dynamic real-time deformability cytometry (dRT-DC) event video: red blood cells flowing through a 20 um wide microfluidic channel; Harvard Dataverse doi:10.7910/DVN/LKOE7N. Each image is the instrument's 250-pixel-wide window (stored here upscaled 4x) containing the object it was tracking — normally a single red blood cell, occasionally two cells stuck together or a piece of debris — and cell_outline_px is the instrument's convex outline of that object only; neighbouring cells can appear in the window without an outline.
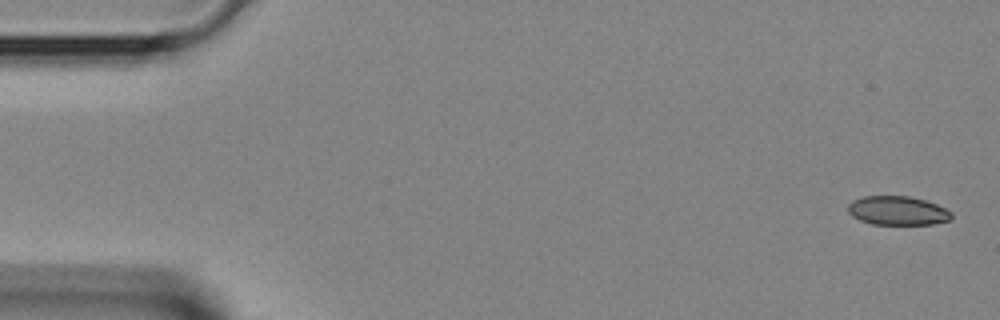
{"species": "Egyptian fruit bat (a non-hibernating species)", "species_latin": "Rousettus aegyptiacus", "temperature_condition": "room temperature", "stored_images_in_passage": 4, "camera_frame_rate_fps": 3000, "um_per_image_px": 0.085, "animal": {"sex": "female"}, "frame": {"image": 1, "passage_image": 1, "time_ms": 0.0, "image_size_px": [1000, 320], "cell_outline_px": [[952, 216], [948, 220], [932, 224], [872, 224], [860, 220], [852, 216], [848, 212], [848, 204], [852, 200], [864, 196], [908, 196], [924, 200], [936, 204], [952, 212]], "centroid_in_image_um": [76.26, 17.9], "position_along_channel_um": 8.7, "area_um2": 17.34}}
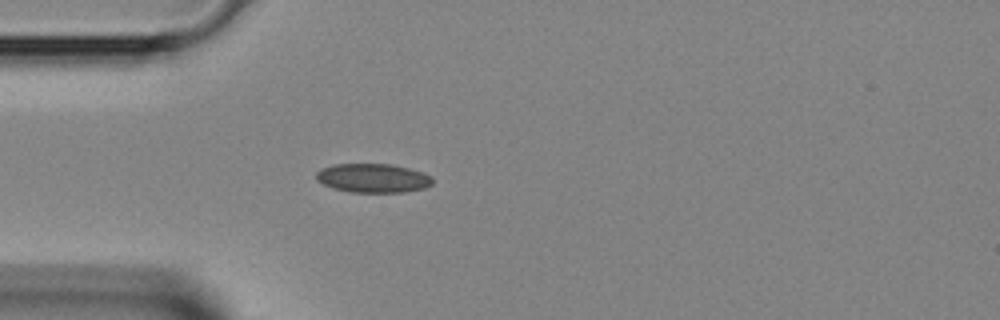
{"frame": {"image": 2, "passage_image": 4, "time_ms": 1.0, "image_size_px": [1000, 320], "cell_outline_px": [[432, 184], [424, 188], [404, 192], [352, 192], [332, 188], [316, 180], [316, 172], [320, 168], [332, 164], [392, 164], [424, 172], [432, 176]], "centroid_in_image_um": [31.69, 15.13], "position_along_channel_um": 53.3, "area_um2": 19.77}}